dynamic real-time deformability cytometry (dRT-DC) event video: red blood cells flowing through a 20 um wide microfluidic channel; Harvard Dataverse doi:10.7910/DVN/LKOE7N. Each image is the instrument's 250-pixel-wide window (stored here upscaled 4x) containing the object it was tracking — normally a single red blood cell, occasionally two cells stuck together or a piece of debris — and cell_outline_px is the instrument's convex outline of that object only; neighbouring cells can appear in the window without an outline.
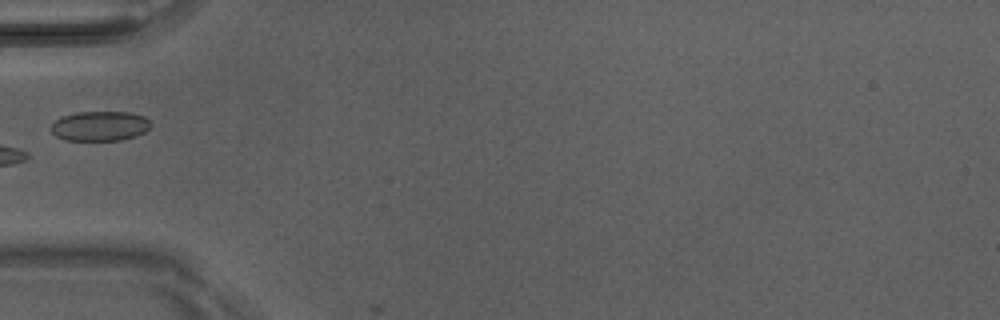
{"species": "Egyptian fruit bat (a non-hibernating species)", "species_latin": "Rousettus aegyptiacus", "temperature_condition": "room temperature", "stored_images_in_passage": 6, "camera_frame_rate_fps": 3000, "um_per_image_px": 0.085, "animal": {"sex": "male"}, "frame": {"image": 1, "passage_image": 5, "time_ms": 1.333, "image_size_px": [1000, 320], "cell_outline_px": [[152, 124], [144, 132], [136, 136], [120, 140], [64, 140], [56, 136], [52, 132], [52, 124], [56, 120], [64, 116], [76, 112], [128, 112], [144, 116]], "centroid_in_image_um": [8.5, 10.71], "position_along_channel_um": 76.5, "area_um2": 17.17}}